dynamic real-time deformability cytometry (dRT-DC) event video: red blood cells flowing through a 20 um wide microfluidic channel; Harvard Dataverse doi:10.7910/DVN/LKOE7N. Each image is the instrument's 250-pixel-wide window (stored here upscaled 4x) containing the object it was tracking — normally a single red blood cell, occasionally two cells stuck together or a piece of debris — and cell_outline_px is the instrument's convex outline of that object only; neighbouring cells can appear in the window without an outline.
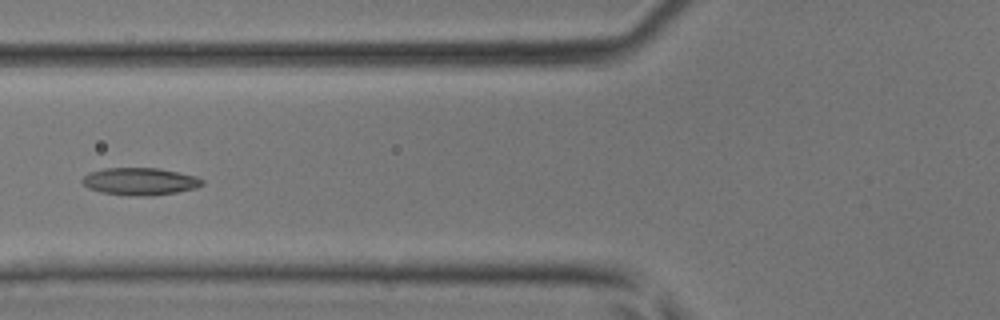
{"species": "common noctule bat (a hibernating species)", "species_latin": "Nyctalus noctula", "temperature_condition": "room temperature", "stored_images_in_passage": 6, "camera_frame_rate_fps": 3000, "um_per_image_px": 0.085, "animal": {"sex": "male", "body_mass_g": 17.9, "forearm_length_mm": 54.2}, "frame": {"image": 1, "passage_image": 6, "time_ms": 1.667, "image_size_px": [1000, 320], "cell_outline_px": [[204, 184], [196, 188], [176, 192], [152, 196], [128, 196], [104, 192], [88, 188], [80, 180], [88, 172], [104, 168], [160, 168], [196, 176], [204, 180]], "centroid_in_image_um": [11.91, 15.42], "position_along_channel_um": 113.9, "area_um2": 19.25}}